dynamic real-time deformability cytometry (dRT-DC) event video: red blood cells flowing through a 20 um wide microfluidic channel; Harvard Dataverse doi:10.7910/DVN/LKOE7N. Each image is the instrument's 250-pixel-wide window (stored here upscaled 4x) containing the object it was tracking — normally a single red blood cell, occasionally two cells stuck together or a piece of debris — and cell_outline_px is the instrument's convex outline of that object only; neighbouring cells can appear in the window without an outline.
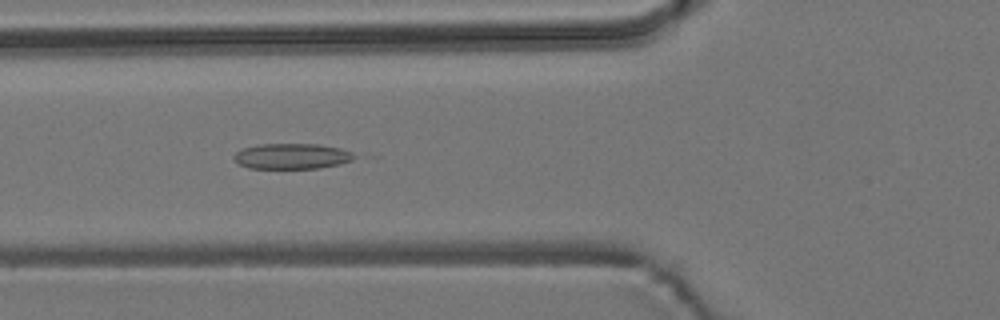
{"species": "common noctule bat (a hibernating species)", "species_latin": "Nyctalus noctula", "temperature_condition": "room temperature", "stored_images_in_passage": 9, "camera_frame_rate_fps": 3000, "um_per_image_px": 0.085, "animal": {"sex": "male", "body_mass_g": 19.2, "forearm_length_mm": 51.8}, "frame": {"image": 1, "passage_image": 6, "time_ms": 5.667, "image_size_px": [1000, 320], "cell_outline_px": [[360, 156], [352, 160], [340, 164], [320, 168], [248, 168], [240, 164], [232, 156], [240, 148], [256, 144], [316, 144], [340, 148], [352, 152]], "centroid_in_image_um": [24.82, 13.27], "position_along_channel_um": 101.0, "area_um2": 18.09}}
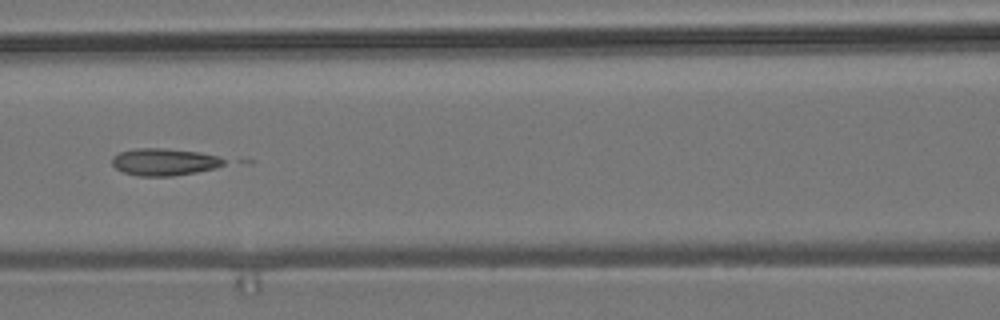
{"frame": {"image": 2, "passage_image": 7, "time_ms": 7.0, "image_size_px": [1000, 320], "cell_outline_px": [[224, 164], [216, 168], [196, 172], [172, 176], [136, 176], [124, 172], [116, 168], [112, 164], [112, 156], [120, 152], [136, 148], [160, 148], [200, 152], [216, 156], [224, 160]], "centroid_in_image_um": [13.93, 13.77], "position_along_channel_um": 152.7, "area_um2": 17.63}}
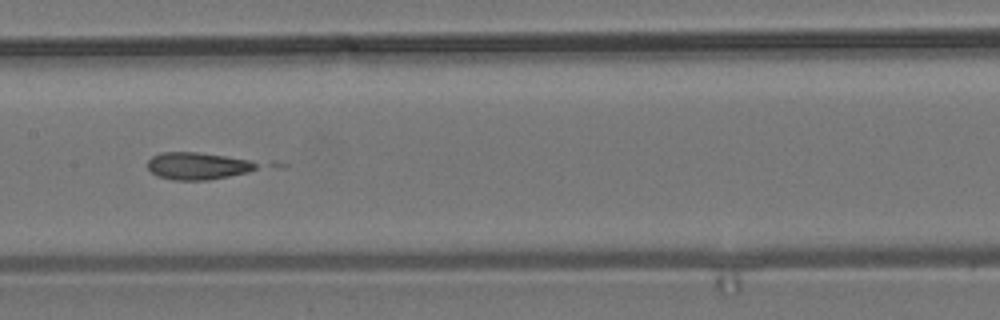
{"frame": {"image": 3, "passage_image": 8, "time_ms": 8.0, "image_size_px": [1000, 320], "cell_outline_px": [[256, 168], [248, 172], [208, 180], [172, 180], [156, 176], [148, 168], [148, 160], [152, 156], [160, 152], [196, 152], [224, 156], [248, 160], [256, 164]], "centroid_in_image_um": [16.72, 14.11], "position_along_channel_um": 190.7, "area_um2": 17.11}}